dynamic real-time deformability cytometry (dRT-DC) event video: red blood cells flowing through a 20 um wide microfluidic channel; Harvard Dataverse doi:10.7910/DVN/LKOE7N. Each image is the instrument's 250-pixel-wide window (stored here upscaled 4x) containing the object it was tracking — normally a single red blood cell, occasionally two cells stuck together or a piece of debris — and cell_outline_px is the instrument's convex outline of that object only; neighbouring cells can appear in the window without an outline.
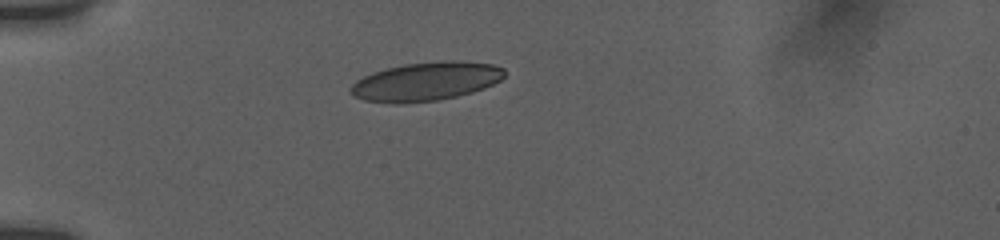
{"species": "human", "species_latin": "Homo sapiens", "temperature_condition": "room temperature", "stored_images_in_passage": 4, "camera_frame_rate_fps": 3000, "um_per_image_px": 0.085, "donor": {"sex": "female"}, "frame": {"image": 1, "passage_image": 1, "time_ms": 0.0, "image_size_px": [1000, 240], "cell_outline_px": [[504, 76], [500, 80], [484, 88], [472, 92], [456, 96], [436, 100], [396, 104], [364, 100], [356, 96], [348, 88], [356, 80], [372, 72], [404, 64], [444, 60], [456, 60], [492, 64], [504, 68]], "centroid_in_image_um": [36.2, 6.91], "position_along_channel_um": 48.8, "area_um2": 34.51}}
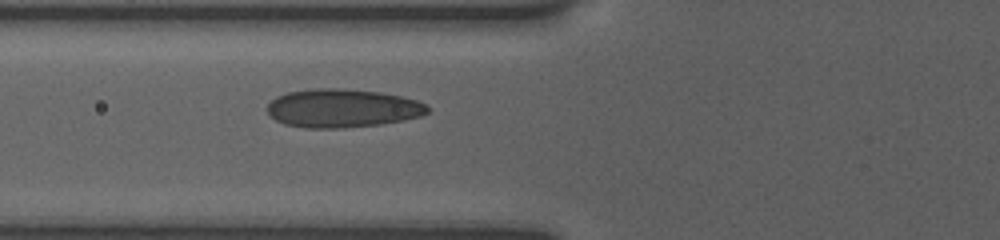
{"frame": {"image": 2, "passage_image": 4, "time_ms": 2.0, "image_size_px": [1000, 240], "cell_outline_px": [[428, 112], [420, 116], [404, 120], [380, 124], [344, 128], [304, 128], [284, 124], [276, 120], [268, 112], [268, 104], [276, 96], [288, 92], [316, 88], [340, 88], [380, 92], [400, 96], [416, 100], [428, 104]], "centroid_in_image_um": [29.11, 9.2], "position_along_channel_um": 96.7, "area_um2": 35.95}}